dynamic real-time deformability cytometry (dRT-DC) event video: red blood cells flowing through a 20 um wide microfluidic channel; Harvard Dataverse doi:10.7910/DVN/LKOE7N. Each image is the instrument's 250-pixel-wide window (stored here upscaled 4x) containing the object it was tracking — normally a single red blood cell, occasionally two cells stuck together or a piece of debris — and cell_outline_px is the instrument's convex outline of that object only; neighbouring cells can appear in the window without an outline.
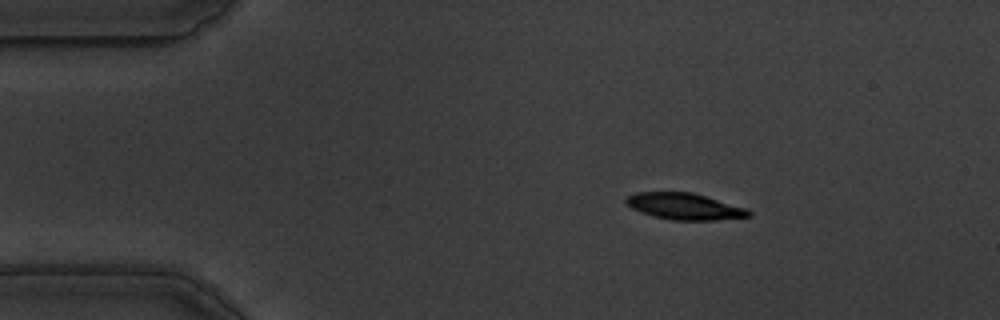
{"species": "common noctule bat (a hibernating species)", "species_latin": "Nyctalus noctula", "temperature_condition": "warm", "stored_images_in_passage": 49, "camera_frame_rate_fps": 3000, "um_per_image_px": 0.085, "animal": {"sex": "male", "body_mass_g": 19.5, "forearm_length_mm": 54.6}, "frame": {"image": 1, "passage_image": 1, "time_ms": 0.0, "image_size_px": [1000, 320], "cell_outline_px": [[752, 216], [712, 220], [672, 220], [652, 216], [640, 212], [632, 208], [624, 200], [628, 196], [636, 192], [692, 192], [748, 208], [752, 212]], "centroid_in_image_um": [58.21, 17.54], "position_along_channel_um": 26.8, "area_um2": 18.96}}
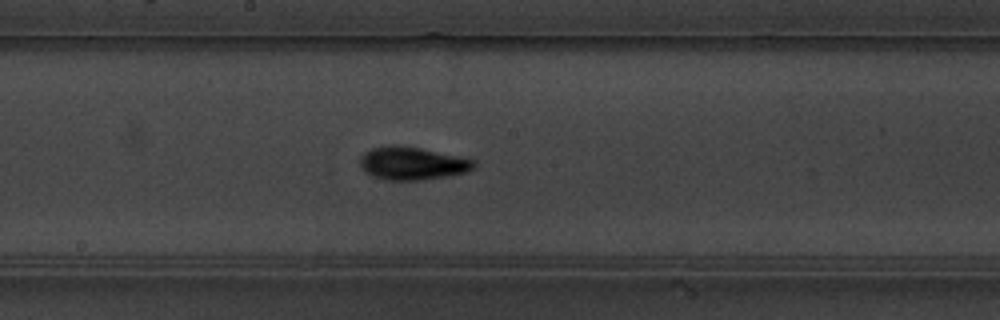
{"frame": {"image": 2, "passage_image": 22, "time_ms": 7.0, "image_size_px": [1000, 320], "cell_outline_px": [[476, 168], [464, 172], [448, 176], [420, 180], [384, 180], [372, 176], [360, 164], [360, 156], [364, 152], [372, 148], [392, 144], [396, 144], [420, 148], [476, 160]], "centroid_in_image_um": [35.05, 13.88], "position_along_channel_um": 213.2, "area_um2": 21.85}}
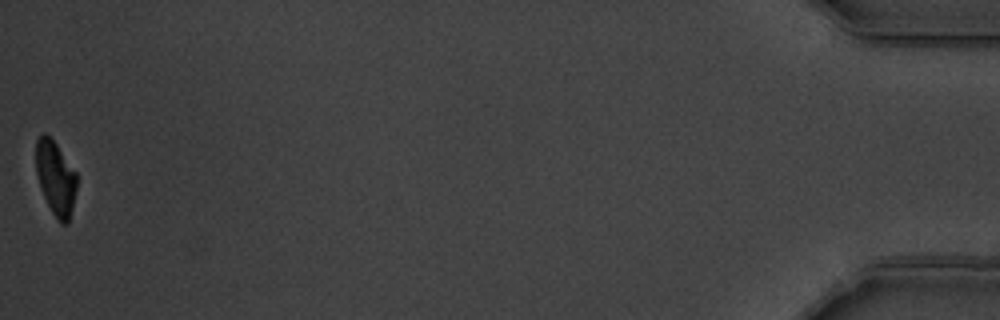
{"frame": {"image": 3, "passage_image": 49, "time_ms": 16.0, "image_size_px": [1000, 320], "cell_outline_px": [[76, 188], [72, 208], [68, 224], [60, 224], [52, 212], [44, 196], [36, 172], [36, 140], [44, 132], [56, 144], [76, 172]], "centroid_in_image_um": [4.73, 15.15], "position_along_channel_um": 430.5, "area_um2": 17.28}, "authors_computed_cell_mechanics": {"area_um2": 20.3456, "velocity_mm_per_s": 3.5123, "shape_relaxation_time_tau1_ms": 3.392, "shape_relaxation_time_tau2_ms": 2.6846, "deformation_change_tau1": 0.174, "deformation_change_tau2": 0.0788}}